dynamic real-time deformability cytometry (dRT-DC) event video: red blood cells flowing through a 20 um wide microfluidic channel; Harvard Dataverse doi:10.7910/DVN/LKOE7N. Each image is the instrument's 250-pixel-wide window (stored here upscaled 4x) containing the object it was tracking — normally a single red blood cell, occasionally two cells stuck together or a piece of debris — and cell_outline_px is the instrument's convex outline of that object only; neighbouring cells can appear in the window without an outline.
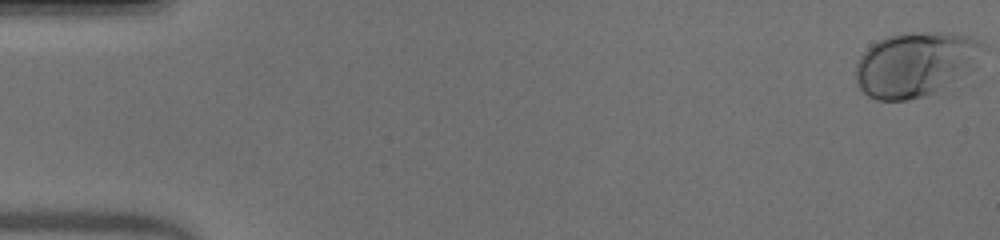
{"species": "human", "species_latin": "Homo sapiens", "temperature_condition": "warm", "stored_images_in_passage": 49, "camera_frame_rate_fps": 3000, "um_per_image_px": 0.085, "donor": {"sex": "male"}, "frame": {"image": 1, "passage_image": 1, "time_ms": 0.0, "image_size_px": [1000, 240], "cell_outline_px": [[984, 48], [960, 76], [940, 92], [908, 100], [876, 100], [868, 96], [856, 84], [856, 64], [860, 56], [872, 44], [888, 36], [908, 32], [940, 32], [968, 36], [980, 40], [984, 44]], "centroid_in_image_um": [77.74, 5.47], "position_along_channel_um": 7.3, "area_um2": 47.28}}
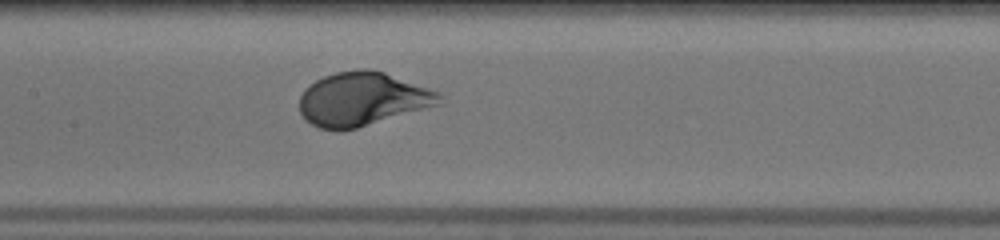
{"frame": {"image": 2, "passage_image": 26, "time_ms": 8.333, "image_size_px": [1000, 240], "cell_outline_px": [[440, 104], [356, 128], [320, 128], [312, 124], [300, 112], [300, 96], [304, 88], [308, 84], [324, 76], [336, 72], [360, 68], [368, 68], [384, 72], [440, 92]], "centroid_in_image_um": [30.79, 8.38], "position_along_channel_um": 176.6, "area_um2": 43.06}}
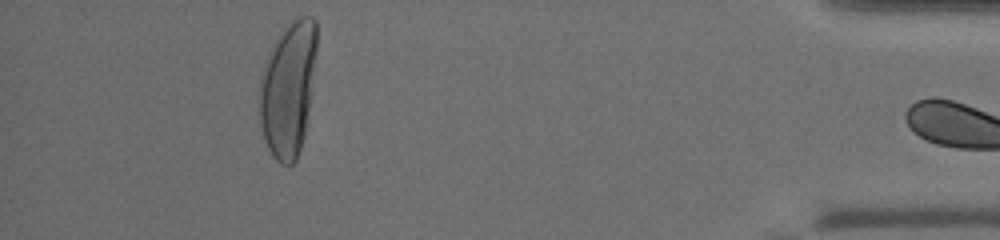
{"frame": {"image": 3, "passage_image": 48, "time_ms": 15.667, "image_size_px": [1000, 240], "cell_outline_px": [[316, 56], [304, 136], [296, 160], [292, 164], [280, 164], [272, 156], [264, 140], [260, 124], [260, 84], [264, 68], [272, 44], [280, 32], [296, 16], [312, 16], [316, 20]], "centroid_in_image_um": [24.49, 7.54], "position_along_channel_um": 410.7, "area_um2": 44.62}, "authors_computed_cell_mechanics": {"area_um2": 42.772, "velocity_mm_per_s": 3.9618, "shape_relaxation_time_tau1_ms": 2.8234, "shape_relaxation_time_tau2_ms": null, "deformation_change_tau1": 0.1995, "deformation_change_tau2": null}}